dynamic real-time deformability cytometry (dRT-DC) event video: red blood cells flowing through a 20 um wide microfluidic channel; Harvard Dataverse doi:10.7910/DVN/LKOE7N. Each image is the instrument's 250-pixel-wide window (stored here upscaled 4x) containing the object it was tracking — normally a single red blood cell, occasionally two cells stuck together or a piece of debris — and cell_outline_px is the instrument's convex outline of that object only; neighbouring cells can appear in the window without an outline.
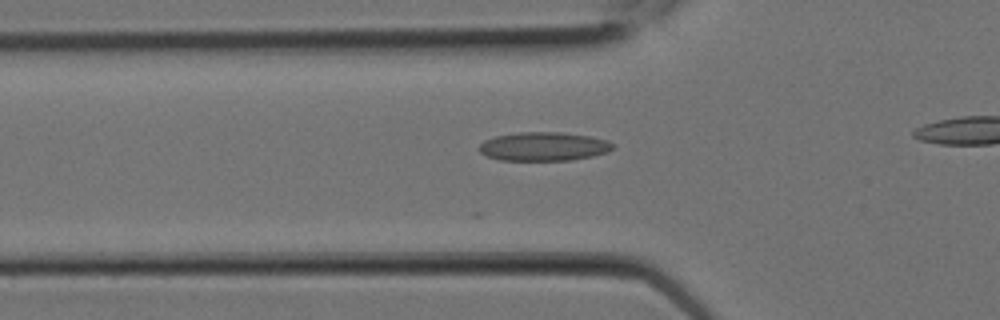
{"species": "Egyptian fruit bat (a non-hibernating species)", "species_latin": "Rousettus aegyptiacus", "temperature_condition": "room temperature", "stored_images_in_passage": 9, "segment_of_instrument_passage": [1, 2], "camera_frame_rate_fps": 3000, "um_per_image_px": 0.085, "animal": {"sex": "female"}, "frame": {"image": 1, "passage_image": 5, "time_ms": 1.333, "image_size_px": [1000, 320], "cell_outline_px": [[616, 144], [608, 152], [592, 156], [572, 160], [500, 160], [488, 156], [480, 152], [480, 144], [484, 140], [496, 136], [520, 132], [560, 132], [588, 136], [608, 140]], "centroid_in_image_um": [46.24, 12.45], "position_along_channel_um": 79.6, "area_um2": 22.31}}
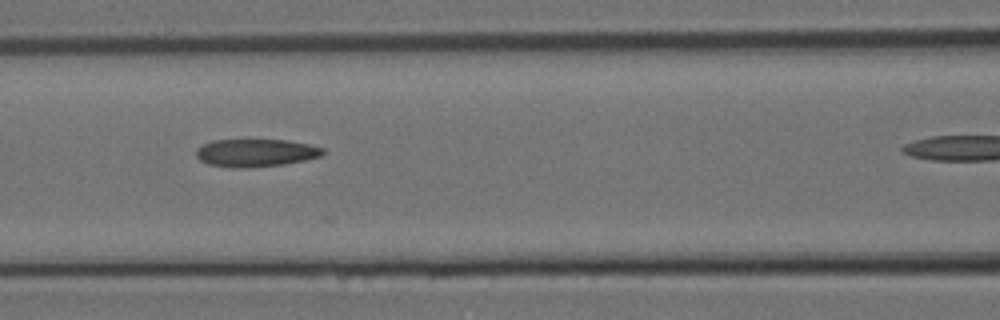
{"frame": {"image": 2, "passage_image": 7, "time_ms": 2.0, "image_size_px": [1000, 320], "cell_outline_px": [[324, 152], [320, 156], [304, 160], [284, 164], [248, 168], [232, 168], [208, 164], [200, 160], [196, 156], [196, 148], [212, 140], [288, 140], [308, 144], [324, 148]], "centroid_in_image_um": [21.71, 12.99], "position_along_channel_um": 144.9, "area_um2": 20.52}}
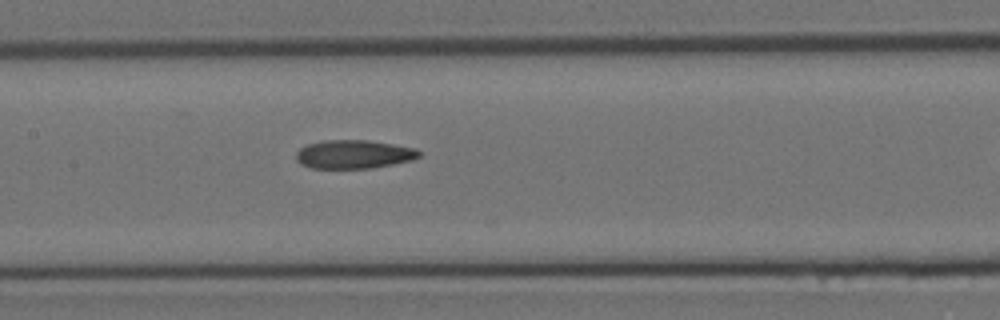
{"frame": {"image": 3, "passage_image": 8, "time_ms": 2.333, "image_size_px": [1000, 320], "cell_outline_px": [[420, 156], [412, 160], [372, 168], [312, 168], [300, 164], [296, 160], [296, 152], [300, 148], [308, 144], [324, 140], [368, 140], [416, 148], [420, 152]], "centroid_in_image_um": [30.06, 13.11], "position_along_channel_um": 177.3, "area_um2": 20.46}}